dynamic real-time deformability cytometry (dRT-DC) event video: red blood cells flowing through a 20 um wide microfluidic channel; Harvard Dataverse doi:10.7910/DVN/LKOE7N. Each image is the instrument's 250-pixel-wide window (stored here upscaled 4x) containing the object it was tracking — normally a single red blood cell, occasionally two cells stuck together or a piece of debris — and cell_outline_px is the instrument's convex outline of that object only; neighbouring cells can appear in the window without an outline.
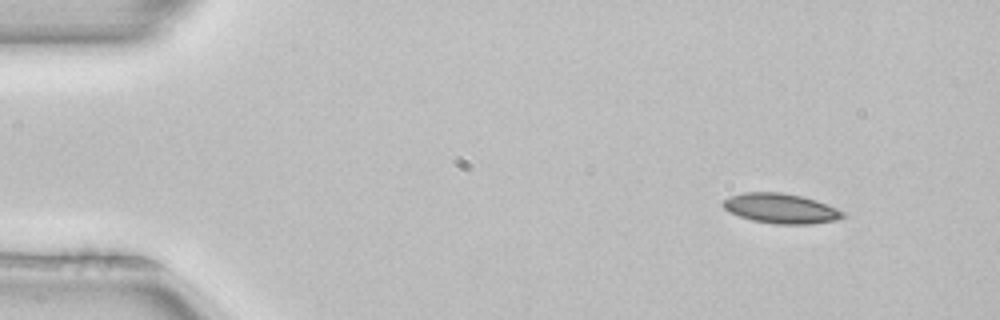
{"species": "common noctule bat (a hibernating species)", "species_latin": "Nyctalus noctula", "temperature_condition": "room temperature", "stored_images_in_passage": 4, "camera_frame_rate_fps": 3000, "um_per_image_px": 0.085, "animal": {"sex": "female", "body_mass_g": 22.7, "forearm_length_mm": 54.2}, "frame": {"image": 1, "passage_image": 1, "time_ms": 0.0, "image_size_px": [1000, 320], "cell_outline_px": [[848, 216], [836, 220], [812, 224], [776, 224], [752, 220], [728, 212], [720, 204], [728, 196], [744, 192], [780, 192], [804, 196], [828, 204], [844, 212]], "centroid_in_image_um": [66.37, 17.71], "position_along_channel_um": 18.6, "area_um2": 21.15}}